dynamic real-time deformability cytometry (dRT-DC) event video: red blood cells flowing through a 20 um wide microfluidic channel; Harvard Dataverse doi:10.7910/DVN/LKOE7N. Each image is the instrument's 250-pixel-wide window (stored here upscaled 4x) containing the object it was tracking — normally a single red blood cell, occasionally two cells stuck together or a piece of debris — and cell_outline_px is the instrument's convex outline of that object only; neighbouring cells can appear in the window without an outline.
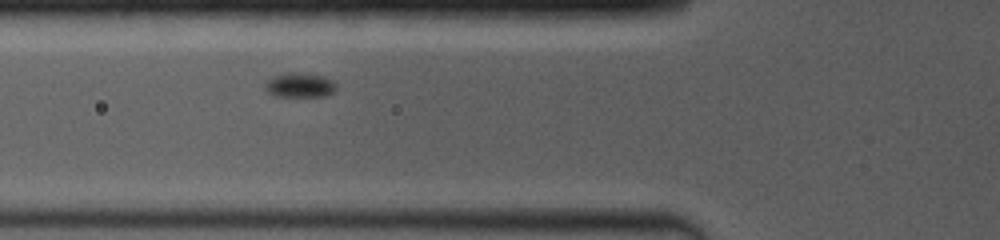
{"species": "common noctule bat (a hibernating species)", "species_latin": "Nyctalus noctula", "temperature_condition": "room temperature", "stored_images_in_passage": 56, "camera_frame_rate_fps": 4000, "um_per_image_px": 0.085, "animal": {"sex": "female", "body_mass_g": 19.0, "forearm_length_mm": 53.3}, "frame": {"image": 1, "passage_image": 7, "time_ms": 2.0, "image_size_px": [1000, 240], "cell_outline_px": [[336, 88], [332, 92], [324, 96], [276, 96], [268, 92], [264, 88], [268, 80], [272, 76], [288, 72], [296, 72], [324, 76], [332, 80], [336, 84]], "centroid_in_image_um": [25.47, 7.22], "position_along_channel_um": 100.3, "area_um2": 10.12}}
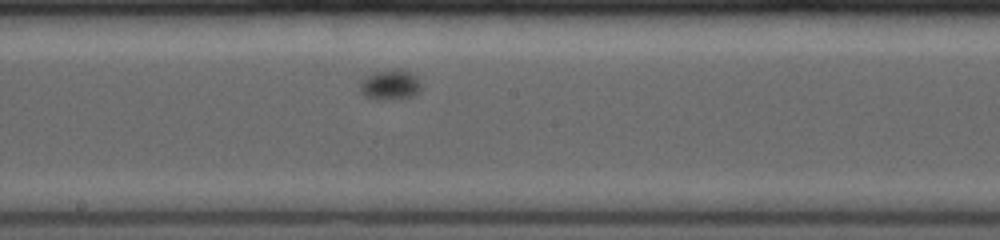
{"frame": {"image": 2, "passage_image": 24, "time_ms": 5.25, "image_size_px": [1000, 240], "cell_outline_px": [[420, 92], [412, 96], [384, 100], [364, 96], [360, 92], [360, 84], [372, 72], [400, 68], [416, 76], [420, 84]], "centroid_in_image_um": [33.17, 7.2], "position_along_channel_um": 215.0, "area_um2": 10.58}}
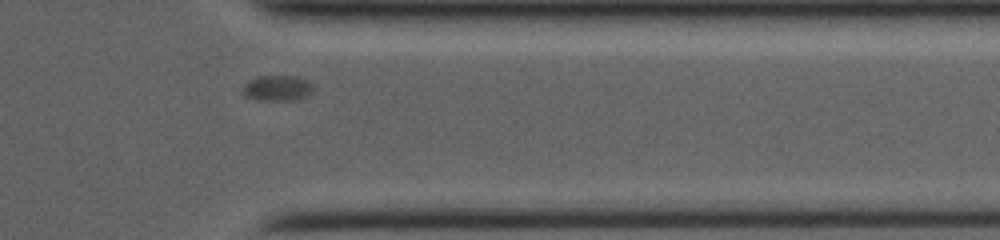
{"frame": {"image": 3, "passage_image": 48, "time_ms": 10.0, "image_size_px": [1000, 240], "cell_outline_px": [[312, 92], [308, 96], [300, 100], [256, 100], [244, 96], [244, 84], [248, 80], [256, 76], [296, 76], [308, 80], [312, 84]], "centroid_in_image_um": [23.59, 7.49], "position_along_channel_um": 387.8, "area_um2": 10.69}, "authors_computed_cell_mechanics": {"area_um2": 10.6063, "velocity_mm_per_s": 3.5648, "shape_relaxation_time_tau1_ms": 1.6967, "shape_relaxation_time_tau2_ms": null, "deformation_change_tau1": 0.1872, "deformation_change_tau2": null}}